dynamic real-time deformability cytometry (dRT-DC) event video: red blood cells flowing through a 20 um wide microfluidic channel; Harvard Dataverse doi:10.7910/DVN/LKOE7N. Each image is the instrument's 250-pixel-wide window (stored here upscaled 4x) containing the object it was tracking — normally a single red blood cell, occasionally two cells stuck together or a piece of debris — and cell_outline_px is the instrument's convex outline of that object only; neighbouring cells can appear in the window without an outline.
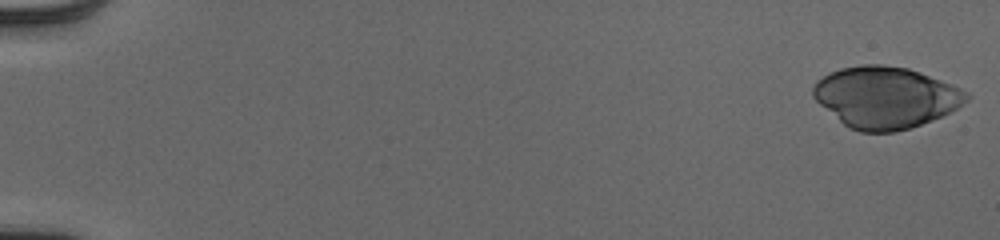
{"species": "human", "species_latin": "Homo sapiens", "temperature_condition": "cold", "stored_images_in_passage": 14, "camera_frame_rate_fps": 3000, "um_per_image_px": 0.085, "donor": {"sex": "male"}, "frame": {"image": 1, "passage_image": 1, "time_ms": 0.0, "image_size_px": [1000, 240], "cell_outline_px": [[972, 96], [968, 100], [956, 108], [940, 116], [920, 124], [908, 128], [892, 132], [860, 132], [844, 124], [820, 104], [812, 96], [812, 88], [816, 80], [840, 68], [864, 64], [884, 64], [908, 68], [940, 80], [968, 92]], "centroid_in_image_um": [75.25, 8.26], "position_along_channel_um": 9.7, "area_um2": 54.33}}